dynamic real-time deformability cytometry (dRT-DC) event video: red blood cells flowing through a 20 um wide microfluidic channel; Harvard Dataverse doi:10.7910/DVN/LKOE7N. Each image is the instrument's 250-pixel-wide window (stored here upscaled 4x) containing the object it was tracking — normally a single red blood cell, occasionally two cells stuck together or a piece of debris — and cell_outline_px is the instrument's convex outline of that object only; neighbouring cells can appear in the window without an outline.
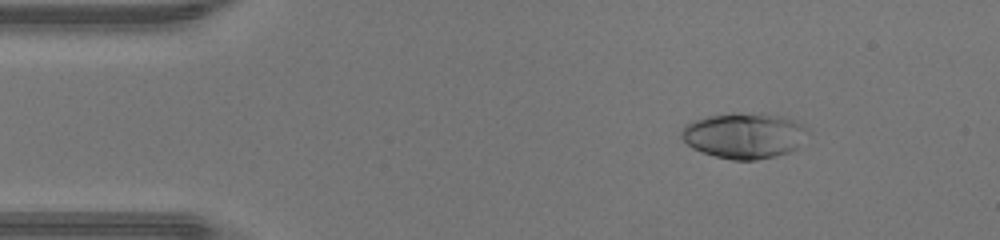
{"species": "human", "species_latin": "Homo sapiens", "temperature_condition": "warm", "stored_images_in_passage": 45, "camera_frame_rate_fps": 3000, "um_per_image_px": 0.085, "donor": {"sex": "male"}, "frame": {"image": 1, "passage_image": 5, "time_ms": 1.333, "image_size_px": [1000, 240], "cell_outline_px": [[808, 132], [796, 148], [788, 152], [776, 156], [756, 160], [732, 160], [716, 156], [692, 148], [680, 136], [680, 128], [684, 124], [692, 120], [708, 116], [760, 112], [764, 112], [784, 116], [796, 120], [808, 128]], "centroid_in_image_um": [63.25, 11.5], "position_along_channel_um": 21.7, "area_um2": 33.81}}
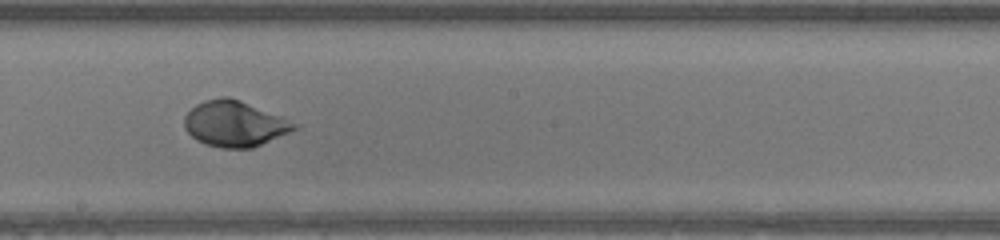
{"frame": {"image": 2, "passage_image": 24, "time_ms": 7.667, "image_size_px": [1000, 240], "cell_outline_px": [[300, 128], [252, 148], [220, 148], [196, 140], [184, 128], [184, 116], [196, 104], [204, 100], [220, 96], [228, 96], [240, 100], [300, 124]], "centroid_in_image_um": [19.95, 10.51], "position_along_channel_um": 228.3, "area_um2": 29.3}}
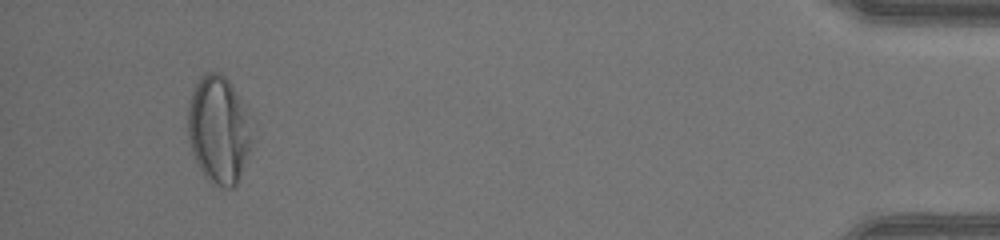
{"frame": {"image": 3, "passage_image": 42, "time_ms": 13.667, "image_size_px": [1000, 240], "cell_outline_px": [[248, 152], [236, 184], [232, 188], [224, 188], [212, 184], [204, 176], [196, 164], [192, 152], [188, 136], [188, 108], [192, 88], [200, 76], [204, 72], [220, 72], [228, 80], [244, 104], [248, 136]], "centroid_in_image_um": [18.5, 11.01], "position_along_channel_um": 416.7, "area_um2": 39.36}, "authors_computed_cell_mechanics": {"area_um2": 30.4606, "velocity_mm_per_s": 4.4627, "shape_relaxation_time_tau1_ms": 3.2322, "shape_relaxation_time_tau2_ms": null, "deformation_change_tau1": 0.2043, "deformation_change_tau2": null}}